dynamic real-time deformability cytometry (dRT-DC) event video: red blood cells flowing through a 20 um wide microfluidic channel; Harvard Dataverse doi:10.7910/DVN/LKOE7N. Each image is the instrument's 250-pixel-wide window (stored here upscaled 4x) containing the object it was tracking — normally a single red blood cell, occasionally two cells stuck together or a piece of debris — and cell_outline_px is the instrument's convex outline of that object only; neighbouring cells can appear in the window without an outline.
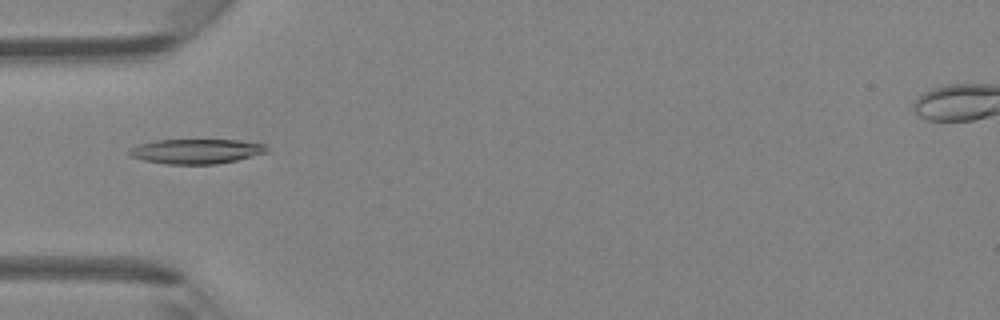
{"species": "Egyptian fruit bat (a non-hibernating species)", "species_latin": "Rousettus aegyptiacus", "temperature_condition": "room temperature", "stored_images_in_passage": 45, "camera_frame_rate_fps": 3000, "um_per_image_px": 0.085, "animal": {"sex": "female"}, "frame": {"image": 1, "passage_image": 14, "time_ms": 4.333, "image_size_px": [1000, 320], "cell_outline_px": [[268, 152], [236, 160], [216, 164], [168, 164], [144, 160], [132, 156], [128, 152], [132, 148], [140, 144], [156, 140], [236, 140], [268, 144]], "centroid_in_image_um": [16.74, 12.85], "position_along_channel_um": 68.3, "area_um2": 19.65}}
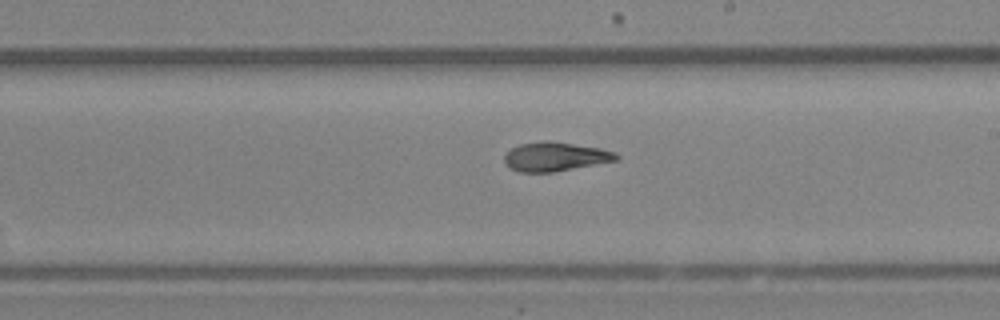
{"frame": {"image": 2, "passage_image": 26, "time_ms": 8.333, "image_size_px": [1000, 320], "cell_outline_px": [[620, 160], [552, 172], [520, 172], [508, 168], [504, 164], [504, 156], [512, 148], [520, 144], [544, 140], [548, 140], [600, 148], [616, 152], [620, 156]], "centroid_in_image_um": [47.2, 13.32], "position_along_channel_um": 241.8, "area_um2": 19.07}}
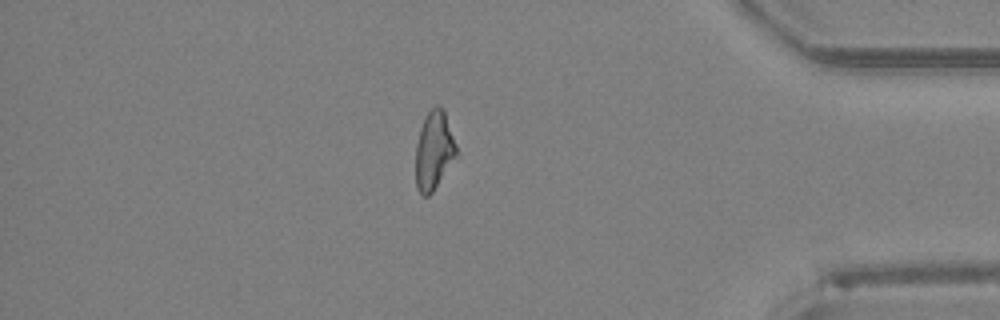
{"frame": {"image": 3, "passage_image": 39, "time_ms": 12.667, "image_size_px": [1000, 320], "cell_outline_px": [[460, 156], [432, 192], [428, 196], [424, 196], [416, 188], [416, 144], [420, 128], [428, 112], [436, 104], [440, 104], [444, 108]], "centroid_in_image_um": [36.93, 12.79], "position_along_channel_um": 398.3, "area_um2": 19.13}, "authors_computed_cell_mechanics": {"area_um2": 19.2474, "velocity_mm_per_s": 4.3572, "shape_relaxation_time_tau1_ms": 7.9803, "shape_relaxation_time_tau2_ms": 1.7058, "deformation_change_tau1": 0.2114, "deformation_change_tau2": 0.0922}}